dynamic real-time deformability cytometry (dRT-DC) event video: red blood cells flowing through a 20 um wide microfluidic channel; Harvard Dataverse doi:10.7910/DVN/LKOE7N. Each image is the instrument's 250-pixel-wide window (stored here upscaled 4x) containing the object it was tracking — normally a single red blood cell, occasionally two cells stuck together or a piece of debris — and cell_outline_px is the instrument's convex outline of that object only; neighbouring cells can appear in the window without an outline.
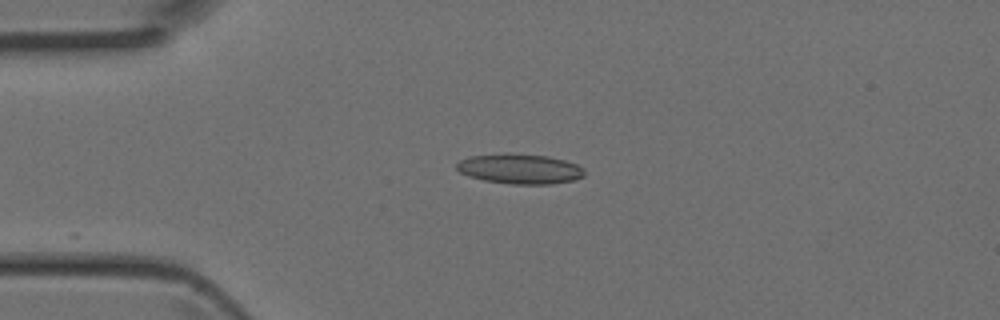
{"species": "Egyptian fruit bat (a non-hibernating species)", "species_latin": "Rousettus aegyptiacus", "temperature_condition": "room temperature", "stored_images_in_passage": 4, "camera_frame_rate_fps": 3000, "um_per_image_px": 0.085, "animal": {"sex": "female"}, "frame": {"image": 1, "passage_image": 4, "time_ms": 1.0, "image_size_px": [1000, 320], "cell_outline_px": [[584, 176], [576, 180], [552, 184], [512, 184], [484, 180], [468, 176], [460, 172], [456, 168], [456, 164], [460, 160], [468, 156], [548, 156], [564, 160], [576, 164], [584, 168]], "centroid_in_image_um": [44.24, 14.4], "position_along_channel_um": 40.8, "area_um2": 21.5}}